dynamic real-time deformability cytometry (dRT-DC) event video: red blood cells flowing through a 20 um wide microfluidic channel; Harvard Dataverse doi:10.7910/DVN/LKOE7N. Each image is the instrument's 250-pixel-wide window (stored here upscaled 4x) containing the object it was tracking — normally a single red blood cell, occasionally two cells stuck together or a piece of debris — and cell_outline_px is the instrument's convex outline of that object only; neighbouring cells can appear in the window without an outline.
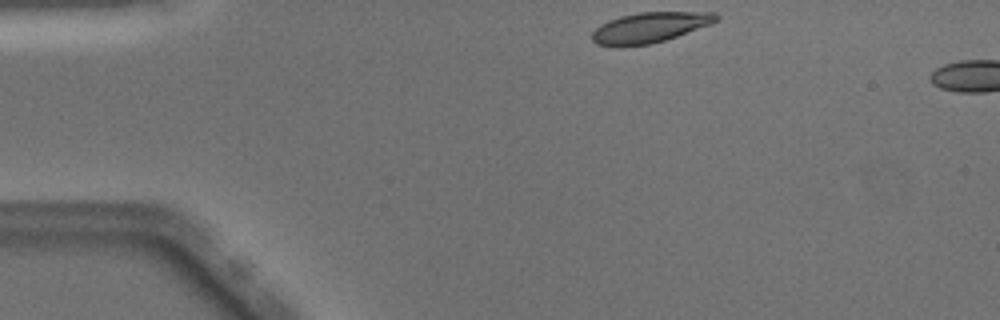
{"species": "Egyptian fruit bat (a non-hibernating species)", "species_latin": "Rousettus aegyptiacus", "temperature_condition": "warm", "stored_images_in_passage": 3, "camera_frame_rate_fps": 3000, "um_per_image_px": 0.085, "animal": {"sex": "male"}, "frame": {"image": 1, "passage_image": 1, "time_ms": 0.0, "image_size_px": [1000, 320], "cell_outline_px": [[720, 20], [712, 24], [664, 40], [648, 44], [596, 44], [592, 40], [592, 32], [600, 24], [608, 20], [620, 16], [640, 12], [716, 12], [720, 16]], "centroid_in_image_um": [55.3, 2.29], "position_along_channel_um": 29.7, "area_um2": 21.5}}